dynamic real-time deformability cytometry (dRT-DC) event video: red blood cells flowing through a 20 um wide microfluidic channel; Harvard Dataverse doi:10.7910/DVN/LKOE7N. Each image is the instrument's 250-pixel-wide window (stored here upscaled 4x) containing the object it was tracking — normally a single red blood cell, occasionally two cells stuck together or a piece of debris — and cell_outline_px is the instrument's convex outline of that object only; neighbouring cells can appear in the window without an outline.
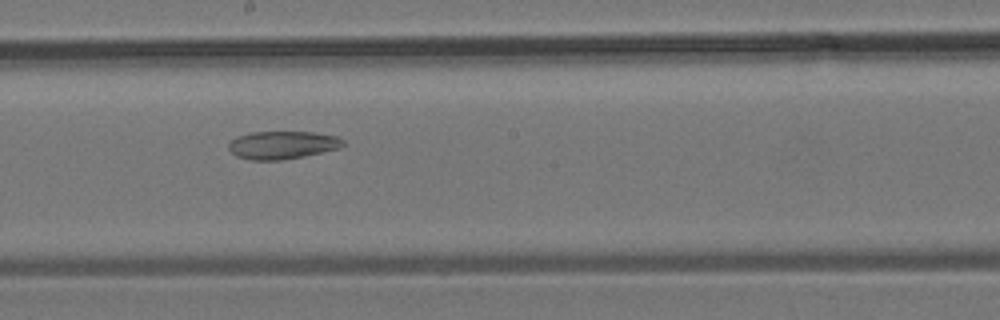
{"species": "common noctule bat (a hibernating species)", "species_latin": "Nyctalus noctula", "temperature_condition": "room temperature", "stored_images_in_passage": 27, "camera_frame_rate_fps": 3000, "um_per_image_px": 0.085, "animal": {"sex": "male", "body_mass_g": 19.2, "forearm_length_mm": 51.8}, "frame": {"image": 1, "passage_image": 11, "time_ms": 3.333, "image_size_px": [1000, 320], "cell_outline_px": [[344, 144], [340, 148], [304, 156], [284, 160], [252, 160], [236, 156], [228, 148], [228, 144], [236, 136], [252, 132], [312, 132], [336, 136], [344, 140]], "centroid_in_image_um": [23.99, 12.33], "position_along_channel_um": 224.2, "area_um2": 18.61}}
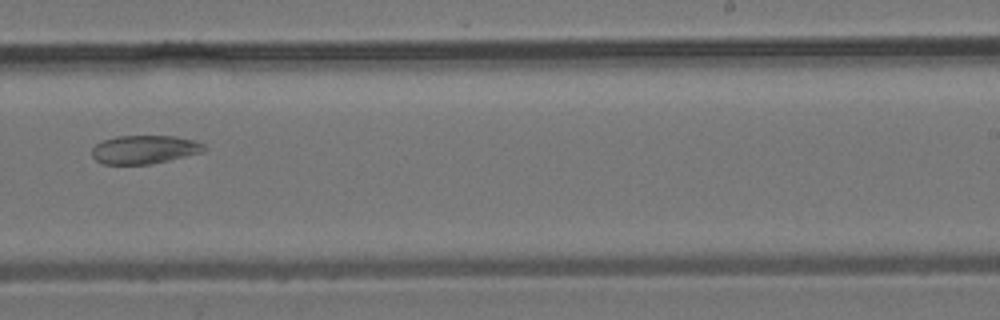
{"frame": {"image": 2, "passage_image": 14, "time_ms": 4.333, "image_size_px": [1000, 320], "cell_outline_px": [[204, 152], [152, 164], [104, 164], [96, 160], [92, 156], [92, 148], [96, 144], [104, 140], [116, 136], [172, 136], [196, 140], [204, 144]], "centroid_in_image_um": [12.28, 12.71], "position_along_channel_um": 276.7, "area_um2": 18.61}}
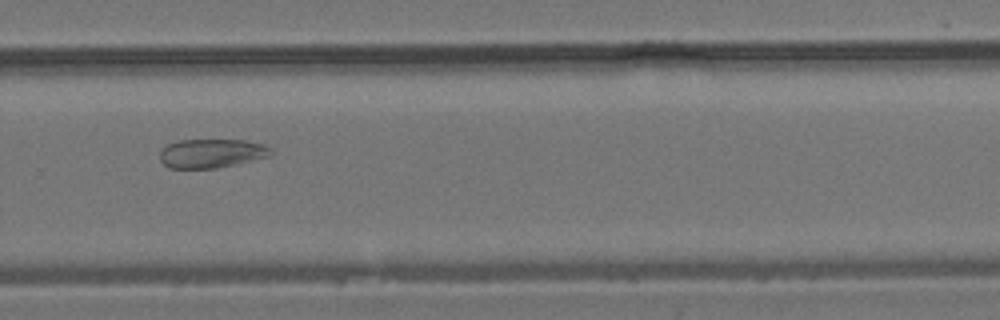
{"frame": {"image": 3, "passage_image": 16, "time_ms": 5.0, "image_size_px": [1000, 320], "cell_outline_px": [[272, 156], [216, 168], [168, 168], [160, 160], [160, 148], [168, 144], [180, 140], [244, 140], [264, 144], [272, 148]], "centroid_in_image_um": [17.99, 13.03], "position_along_channel_um": 311.8, "area_um2": 18.84}}